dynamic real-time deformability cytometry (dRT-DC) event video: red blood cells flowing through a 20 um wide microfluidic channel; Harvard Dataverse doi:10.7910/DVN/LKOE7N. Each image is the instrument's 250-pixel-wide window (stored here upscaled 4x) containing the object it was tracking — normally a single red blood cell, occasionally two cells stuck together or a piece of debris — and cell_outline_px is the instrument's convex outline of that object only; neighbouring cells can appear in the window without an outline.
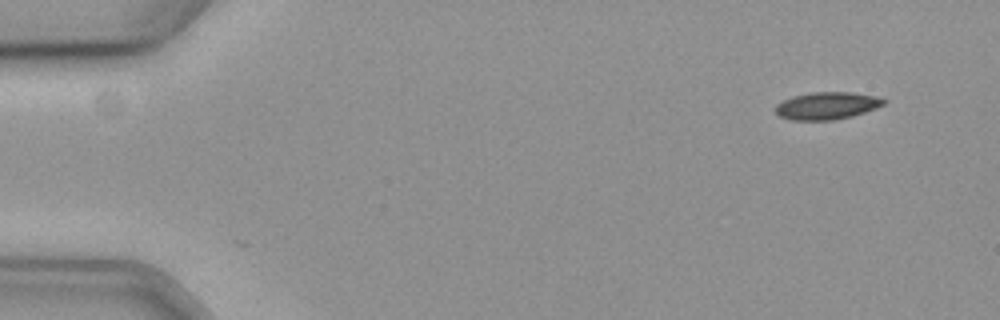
{"species": "common noctule bat (a hibernating species)", "species_latin": "Nyctalus noctula", "temperature_condition": "cold", "stored_images_in_passage": 17, "camera_frame_rate_fps": 3000, "um_per_image_px": 0.085, "animal": {"sex": "female", "body_mass_g": 19.3, "forearm_length_mm": 54.1}, "frame": {"image": 1, "passage_image": 1, "time_ms": 0.0, "image_size_px": [1000, 320], "cell_outline_px": [[888, 100], [884, 104], [876, 108], [852, 116], [832, 120], [792, 120], [780, 116], [776, 112], [776, 104], [792, 96], [812, 92], [852, 92], [872, 96]], "centroid_in_image_um": [70.28, 8.98], "position_along_channel_um": 14.7, "area_um2": 17.11}}
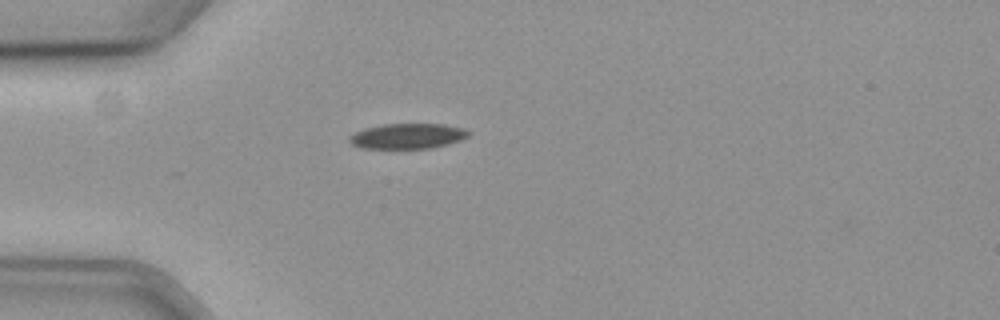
{"frame": {"image": 2, "passage_image": 13, "time_ms": 4.0, "image_size_px": [1000, 320], "cell_outline_px": [[472, 132], [468, 136], [460, 140], [448, 144], [432, 148], [360, 148], [352, 144], [348, 140], [348, 136], [364, 128], [384, 124], [444, 124], [464, 128]], "centroid_in_image_um": [34.65, 11.56], "position_along_channel_um": 50.3, "area_um2": 17.63}}